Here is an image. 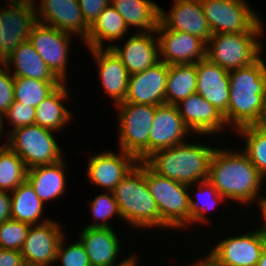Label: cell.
I'll use <instances>...</instances> for the list:
<instances>
[{"label": "cell", "mask_w": 266, "mask_h": 266, "mask_svg": "<svg viewBox=\"0 0 266 266\" xmlns=\"http://www.w3.org/2000/svg\"><path fill=\"white\" fill-rule=\"evenodd\" d=\"M207 179L226 200L246 206L256 202L258 210L266 201V196L260 195L265 179L241 149L234 152L218 147L211 159Z\"/></svg>", "instance_id": "6da1fadb"}, {"label": "cell", "mask_w": 266, "mask_h": 266, "mask_svg": "<svg viewBox=\"0 0 266 266\" xmlns=\"http://www.w3.org/2000/svg\"><path fill=\"white\" fill-rule=\"evenodd\" d=\"M263 73V57L249 66L229 71L230 98L223 116L227 126L233 127L234 131L261 124L266 113Z\"/></svg>", "instance_id": "7a4b0ae2"}, {"label": "cell", "mask_w": 266, "mask_h": 266, "mask_svg": "<svg viewBox=\"0 0 266 266\" xmlns=\"http://www.w3.org/2000/svg\"><path fill=\"white\" fill-rule=\"evenodd\" d=\"M218 147L184 142L155 151L143 162L156 174L187 185L208 178L211 159Z\"/></svg>", "instance_id": "3957f363"}, {"label": "cell", "mask_w": 266, "mask_h": 266, "mask_svg": "<svg viewBox=\"0 0 266 266\" xmlns=\"http://www.w3.org/2000/svg\"><path fill=\"white\" fill-rule=\"evenodd\" d=\"M112 193L122 219L132 228H161L160 213L146 182L144 162H138Z\"/></svg>", "instance_id": "277c9868"}, {"label": "cell", "mask_w": 266, "mask_h": 266, "mask_svg": "<svg viewBox=\"0 0 266 266\" xmlns=\"http://www.w3.org/2000/svg\"><path fill=\"white\" fill-rule=\"evenodd\" d=\"M263 27L260 20L249 32L212 34L207 42L206 58L227 71L251 65L264 53L259 39L264 35Z\"/></svg>", "instance_id": "5b68a950"}, {"label": "cell", "mask_w": 266, "mask_h": 266, "mask_svg": "<svg viewBox=\"0 0 266 266\" xmlns=\"http://www.w3.org/2000/svg\"><path fill=\"white\" fill-rule=\"evenodd\" d=\"M144 174L161 217V229L182 230L189 226V192L187 185L156 174L144 163Z\"/></svg>", "instance_id": "8992f818"}, {"label": "cell", "mask_w": 266, "mask_h": 266, "mask_svg": "<svg viewBox=\"0 0 266 266\" xmlns=\"http://www.w3.org/2000/svg\"><path fill=\"white\" fill-rule=\"evenodd\" d=\"M118 112V148L143 162L149 156V136L156 106L121 102Z\"/></svg>", "instance_id": "52a82bcc"}, {"label": "cell", "mask_w": 266, "mask_h": 266, "mask_svg": "<svg viewBox=\"0 0 266 266\" xmlns=\"http://www.w3.org/2000/svg\"><path fill=\"white\" fill-rule=\"evenodd\" d=\"M54 132L35 124L19 127L8 134L6 145L18 154L27 169L54 164L63 159Z\"/></svg>", "instance_id": "ba28073f"}, {"label": "cell", "mask_w": 266, "mask_h": 266, "mask_svg": "<svg viewBox=\"0 0 266 266\" xmlns=\"http://www.w3.org/2000/svg\"><path fill=\"white\" fill-rule=\"evenodd\" d=\"M212 34L249 32L260 20L245 0H200Z\"/></svg>", "instance_id": "9c48e42d"}, {"label": "cell", "mask_w": 266, "mask_h": 266, "mask_svg": "<svg viewBox=\"0 0 266 266\" xmlns=\"http://www.w3.org/2000/svg\"><path fill=\"white\" fill-rule=\"evenodd\" d=\"M71 34L55 27L37 22L28 40L52 72L62 81L68 83L67 65ZM67 80V81H66Z\"/></svg>", "instance_id": "30bf717a"}, {"label": "cell", "mask_w": 266, "mask_h": 266, "mask_svg": "<svg viewBox=\"0 0 266 266\" xmlns=\"http://www.w3.org/2000/svg\"><path fill=\"white\" fill-rule=\"evenodd\" d=\"M5 1L7 4L2 6L3 8L0 7V23L3 25L2 61L23 41L28 40L30 32L38 22L34 0Z\"/></svg>", "instance_id": "8fae6325"}, {"label": "cell", "mask_w": 266, "mask_h": 266, "mask_svg": "<svg viewBox=\"0 0 266 266\" xmlns=\"http://www.w3.org/2000/svg\"><path fill=\"white\" fill-rule=\"evenodd\" d=\"M156 34L161 62L167 65L192 64L206 59L207 43L199 37L168 29L160 22H158Z\"/></svg>", "instance_id": "7c38bea8"}, {"label": "cell", "mask_w": 266, "mask_h": 266, "mask_svg": "<svg viewBox=\"0 0 266 266\" xmlns=\"http://www.w3.org/2000/svg\"><path fill=\"white\" fill-rule=\"evenodd\" d=\"M61 228L52 219L43 224L30 225L21 250L25 265L52 266L55 263L58 246L65 236Z\"/></svg>", "instance_id": "4fadbf2b"}, {"label": "cell", "mask_w": 266, "mask_h": 266, "mask_svg": "<svg viewBox=\"0 0 266 266\" xmlns=\"http://www.w3.org/2000/svg\"><path fill=\"white\" fill-rule=\"evenodd\" d=\"M262 247L255 230L219 241L206 254L218 266H256Z\"/></svg>", "instance_id": "5bb4252c"}, {"label": "cell", "mask_w": 266, "mask_h": 266, "mask_svg": "<svg viewBox=\"0 0 266 266\" xmlns=\"http://www.w3.org/2000/svg\"><path fill=\"white\" fill-rule=\"evenodd\" d=\"M118 151L120 153L102 151V153L90 156L87 162V179L98 188H105L106 192H112L139 162L134 156L123 150L119 149Z\"/></svg>", "instance_id": "9a60e30c"}, {"label": "cell", "mask_w": 266, "mask_h": 266, "mask_svg": "<svg viewBox=\"0 0 266 266\" xmlns=\"http://www.w3.org/2000/svg\"><path fill=\"white\" fill-rule=\"evenodd\" d=\"M36 6L38 22L81 37L83 42L88 38L90 27L83 18L78 0H41Z\"/></svg>", "instance_id": "2e32d148"}, {"label": "cell", "mask_w": 266, "mask_h": 266, "mask_svg": "<svg viewBox=\"0 0 266 266\" xmlns=\"http://www.w3.org/2000/svg\"><path fill=\"white\" fill-rule=\"evenodd\" d=\"M169 65L158 62L142 72L129 75L124 102L159 106L165 104Z\"/></svg>", "instance_id": "e0dca14e"}, {"label": "cell", "mask_w": 266, "mask_h": 266, "mask_svg": "<svg viewBox=\"0 0 266 266\" xmlns=\"http://www.w3.org/2000/svg\"><path fill=\"white\" fill-rule=\"evenodd\" d=\"M170 12L159 7V22L168 29L187 32L206 43L212 37L200 0H174Z\"/></svg>", "instance_id": "ac0fdd59"}, {"label": "cell", "mask_w": 266, "mask_h": 266, "mask_svg": "<svg viewBox=\"0 0 266 266\" xmlns=\"http://www.w3.org/2000/svg\"><path fill=\"white\" fill-rule=\"evenodd\" d=\"M176 107L193 134L209 137L228 127L223 114L198 93L181 100Z\"/></svg>", "instance_id": "d6986e66"}, {"label": "cell", "mask_w": 266, "mask_h": 266, "mask_svg": "<svg viewBox=\"0 0 266 266\" xmlns=\"http://www.w3.org/2000/svg\"><path fill=\"white\" fill-rule=\"evenodd\" d=\"M156 31L136 32L127 38L123 47L114 43L110 48L123 62L129 75L142 72L160 62ZM155 35V36H154Z\"/></svg>", "instance_id": "ffe728a7"}, {"label": "cell", "mask_w": 266, "mask_h": 266, "mask_svg": "<svg viewBox=\"0 0 266 266\" xmlns=\"http://www.w3.org/2000/svg\"><path fill=\"white\" fill-rule=\"evenodd\" d=\"M193 133L185 125L176 105L156 106L149 136V156L155 151L184 143Z\"/></svg>", "instance_id": "44dd1931"}, {"label": "cell", "mask_w": 266, "mask_h": 266, "mask_svg": "<svg viewBox=\"0 0 266 266\" xmlns=\"http://www.w3.org/2000/svg\"><path fill=\"white\" fill-rule=\"evenodd\" d=\"M99 70V80L104 91L117 105L125 101L129 74L120 58L111 48H88Z\"/></svg>", "instance_id": "7402d4cb"}, {"label": "cell", "mask_w": 266, "mask_h": 266, "mask_svg": "<svg viewBox=\"0 0 266 266\" xmlns=\"http://www.w3.org/2000/svg\"><path fill=\"white\" fill-rule=\"evenodd\" d=\"M196 93L204 97L223 115L228 110L230 98L229 71L207 58L196 63Z\"/></svg>", "instance_id": "603a6c76"}, {"label": "cell", "mask_w": 266, "mask_h": 266, "mask_svg": "<svg viewBox=\"0 0 266 266\" xmlns=\"http://www.w3.org/2000/svg\"><path fill=\"white\" fill-rule=\"evenodd\" d=\"M113 228L85 227L79 233L91 266H112L121 254V242Z\"/></svg>", "instance_id": "cb8c5ba5"}, {"label": "cell", "mask_w": 266, "mask_h": 266, "mask_svg": "<svg viewBox=\"0 0 266 266\" xmlns=\"http://www.w3.org/2000/svg\"><path fill=\"white\" fill-rule=\"evenodd\" d=\"M1 63L10 72L13 70L11 74L14 77H27L47 82H62L46 65L29 40L23 41Z\"/></svg>", "instance_id": "d4e9b609"}, {"label": "cell", "mask_w": 266, "mask_h": 266, "mask_svg": "<svg viewBox=\"0 0 266 266\" xmlns=\"http://www.w3.org/2000/svg\"><path fill=\"white\" fill-rule=\"evenodd\" d=\"M66 166L65 159H62L54 164L36 166L27 170L26 180L34 188L35 194L43 204L65 195Z\"/></svg>", "instance_id": "484cf974"}, {"label": "cell", "mask_w": 266, "mask_h": 266, "mask_svg": "<svg viewBox=\"0 0 266 266\" xmlns=\"http://www.w3.org/2000/svg\"><path fill=\"white\" fill-rule=\"evenodd\" d=\"M66 86V82L60 84L36 107L35 125L58 133L71 122L72 113L63 104L70 97Z\"/></svg>", "instance_id": "4316f807"}, {"label": "cell", "mask_w": 266, "mask_h": 266, "mask_svg": "<svg viewBox=\"0 0 266 266\" xmlns=\"http://www.w3.org/2000/svg\"><path fill=\"white\" fill-rule=\"evenodd\" d=\"M128 27L123 17L110 4L103 9L90 27L88 38L84 41L87 48H105V41H111L107 48L128 36Z\"/></svg>", "instance_id": "83f0119b"}, {"label": "cell", "mask_w": 266, "mask_h": 266, "mask_svg": "<svg viewBox=\"0 0 266 266\" xmlns=\"http://www.w3.org/2000/svg\"><path fill=\"white\" fill-rule=\"evenodd\" d=\"M111 5L123 17L127 27L137 32L156 31L159 22V5L152 0H111Z\"/></svg>", "instance_id": "f1b7e54d"}, {"label": "cell", "mask_w": 266, "mask_h": 266, "mask_svg": "<svg viewBox=\"0 0 266 266\" xmlns=\"http://www.w3.org/2000/svg\"><path fill=\"white\" fill-rule=\"evenodd\" d=\"M43 202L35 194L34 188L26 180L11 192V219L28 223L30 225H39L50 221L43 219ZM41 221V222H40Z\"/></svg>", "instance_id": "f546056e"}, {"label": "cell", "mask_w": 266, "mask_h": 266, "mask_svg": "<svg viewBox=\"0 0 266 266\" xmlns=\"http://www.w3.org/2000/svg\"><path fill=\"white\" fill-rule=\"evenodd\" d=\"M196 63L169 65L165 104L176 105L181 100L196 93Z\"/></svg>", "instance_id": "4dcf8cb0"}, {"label": "cell", "mask_w": 266, "mask_h": 266, "mask_svg": "<svg viewBox=\"0 0 266 266\" xmlns=\"http://www.w3.org/2000/svg\"><path fill=\"white\" fill-rule=\"evenodd\" d=\"M192 186L197 187V192H195L196 200L191 194H189L190 203V220L189 225L192 223H210L209 218L205 212L212 211L219 203L226 199L219 194V192L214 188L213 184L208 180L200 181ZM209 220V221H208Z\"/></svg>", "instance_id": "1f68e13d"}, {"label": "cell", "mask_w": 266, "mask_h": 266, "mask_svg": "<svg viewBox=\"0 0 266 266\" xmlns=\"http://www.w3.org/2000/svg\"><path fill=\"white\" fill-rule=\"evenodd\" d=\"M244 138L241 150L248 156L260 175L266 180V130L260 125L244 126L236 130Z\"/></svg>", "instance_id": "d6a6232c"}, {"label": "cell", "mask_w": 266, "mask_h": 266, "mask_svg": "<svg viewBox=\"0 0 266 266\" xmlns=\"http://www.w3.org/2000/svg\"><path fill=\"white\" fill-rule=\"evenodd\" d=\"M27 167L7 145L0 150V191L12 192L27 179Z\"/></svg>", "instance_id": "836d02e7"}, {"label": "cell", "mask_w": 266, "mask_h": 266, "mask_svg": "<svg viewBox=\"0 0 266 266\" xmlns=\"http://www.w3.org/2000/svg\"><path fill=\"white\" fill-rule=\"evenodd\" d=\"M63 82H47L27 77L14 78V101L36 108Z\"/></svg>", "instance_id": "e575fe53"}, {"label": "cell", "mask_w": 266, "mask_h": 266, "mask_svg": "<svg viewBox=\"0 0 266 266\" xmlns=\"http://www.w3.org/2000/svg\"><path fill=\"white\" fill-rule=\"evenodd\" d=\"M90 211L93 216V223L88 224L90 228H112L109 223V218L118 215L122 219L118 204L114 199L112 192H104L97 195L94 199L89 201ZM101 221V222H100Z\"/></svg>", "instance_id": "d590c367"}, {"label": "cell", "mask_w": 266, "mask_h": 266, "mask_svg": "<svg viewBox=\"0 0 266 266\" xmlns=\"http://www.w3.org/2000/svg\"><path fill=\"white\" fill-rule=\"evenodd\" d=\"M30 224L9 219L0 224V248L21 251Z\"/></svg>", "instance_id": "8d00e7d4"}, {"label": "cell", "mask_w": 266, "mask_h": 266, "mask_svg": "<svg viewBox=\"0 0 266 266\" xmlns=\"http://www.w3.org/2000/svg\"><path fill=\"white\" fill-rule=\"evenodd\" d=\"M65 240L67 241L64 236L60 241L55 262H61L60 266H91L81 241H75L67 245Z\"/></svg>", "instance_id": "74e56055"}, {"label": "cell", "mask_w": 266, "mask_h": 266, "mask_svg": "<svg viewBox=\"0 0 266 266\" xmlns=\"http://www.w3.org/2000/svg\"><path fill=\"white\" fill-rule=\"evenodd\" d=\"M35 114L36 108L26 106V104L18 101H13L10 108L2 116V118H6L7 121L9 120L10 125L13 126L7 134L16 128L34 125Z\"/></svg>", "instance_id": "f35d334b"}, {"label": "cell", "mask_w": 266, "mask_h": 266, "mask_svg": "<svg viewBox=\"0 0 266 266\" xmlns=\"http://www.w3.org/2000/svg\"><path fill=\"white\" fill-rule=\"evenodd\" d=\"M0 68V114L3 116L14 101V76L2 64Z\"/></svg>", "instance_id": "ab89813d"}, {"label": "cell", "mask_w": 266, "mask_h": 266, "mask_svg": "<svg viewBox=\"0 0 266 266\" xmlns=\"http://www.w3.org/2000/svg\"><path fill=\"white\" fill-rule=\"evenodd\" d=\"M78 4L86 24L91 27L111 0H78Z\"/></svg>", "instance_id": "60d3db41"}, {"label": "cell", "mask_w": 266, "mask_h": 266, "mask_svg": "<svg viewBox=\"0 0 266 266\" xmlns=\"http://www.w3.org/2000/svg\"><path fill=\"white\" fill-rule=\"evenodd\" d=\"M21 251L0 248V266H24Z\"/></svg>", "instance_id": "b9f144b4"}, {"label": "cell", "mask_w": 266, "mask_h": 266, "mask_svg": "<svg viewBox=\"0 0 266 266\" xmlns=\"http://www.w3.org/2000/svg\"><path fill=\"white\" fill-rule=\"evenodd\" d=\"M11 219V193L0 191V224Z\"/></svg>", "instance_id": "7bdbcfd3"}, {"label": "cell", "mask_w": 266, "mask_h": 266, "mask_svg": "<svg viewBox=\"0 0 266 266\" xmlns=\"http://www.w3.org/2000/svg\"><path fill=\"white\" fill-rule=\"evenodd\" d=\"M263 223V225L258 226V228L256 227L254 230L257 233L262 250L266 251V221L264 219Z\"/></svg>", "instance_id": "ee69618b"}, {"label": "cell", "mask_w": 266, "mask_h": 266, "mask_svg": "<svg viewBox=\"0 0 266 266\" xmlns=\"http://www.w3.org/2000/svg\"><path fill=\"white\" fill-rule=\"evenodd\" d=\"M140 256H136V254L131 255L130 257H126V259L121 260L119 263L116 262L112 266H138V258Z\"/></svg>", "instance_id": "f6af8a7d"}, {"label": "cell", "mask_w": 266, "mask_h": 266, "mask_svg": "<svg viewBox=\"0 0 266 266\" xmlns=\"http://www.w3.org/2000/svg\"><path fill=\"white\" fill-rule=\"evenodd\" d=\"M188 266H218L217 264H215L210 258H208L207 256L205 258H201L199 260H197V262H195L193 265L190 264Z\"/></svg>", "instance_id": "bcb514c9"}, {"label": "cell", "mask_w": 266, "mask_h": 266, "mask_svg": "<svg viewBox=\"0 0 266 266\" xmlns=\"http://www.w3.org/2000/svg\"><path fill=\"white\" fill-rule=\"evenodd\" d=\"M256 266H266V251L262 250L260 259Z\"/></svg>", "instance_id": "7dc6e473"}, {"label": "cell", "mask_w": 266, "mask_h": 266, "mask_svg": "<svg viewBox=\"0 0 266 266\" xmlns=\"http://www.w3.org/2000/svg\"><path fill=\"white\" fill-rule=\"evenodd\" d=\"M2 37H3V25L0 23V63L2 62V44H1Z\"/></svg>", "instance_id": "c3c4849f"}, {"label": "cell", "mask_w": 266, "mask_h": 266, "mask_svg": "<svg viewBox=\"0 0 266 266\" xmlns=\"http://www.w3.org/2000/svg\"><path fill=\"white\" fill-rule=\"evenodd\" d=\"M264 84H265V90H264V99H265V105H266V63H265V59H264Z\"/></svg>", "instance_id": "681fc988"}, {"label": "cell", "mask_w": 266, "mask_h": 266, "mask_svg": "<svg viewBox=\"0 0 266 266\" xmlns=\"http://www.w3.org/2000/svg\"><path fill=\"white\" fill-rule=\"evenodd\" d=\"M4 121L5 120L2 118V115L0 114V139L3 136L2 131L4 130V126H3Z\"/></svg>", "instance_id": "f907efd6"}, {"label": "cell", "mask_w": 266, "mask_h": 266, "mask_svg": "<svg viewBox=\"0 0 266 266\" xmlns=\"http://www.w3.org/2000/svg\"><path fill=\"white\" fill-rule=\"evenodd\" d=\"M260 126L266 130V113L263 116L262 122L260 124Z\"/></svg>", "instance_id": "816d5d0a"}, {"label": "cell", "mask_w": 266, "mask_h": 266, "mask_svg": "<svg viewBox=\"0 0 266 266\" xmlns=\"http://www.w3.org/2000/svg\"><path fill=\"white\" fill-rule=\"evenodd\" d=\"M261 212H266V201L263 203L261 209H260Z\"/></svg>", "instance_id": "f5cc1de1"}, {"label": "cell", "mask_w": 266, "mask_h": 266, "mask_svg": "<svg viewBox=\"0 0 266 266\" xmlns=\"http://www.w3.org/2000/svg\"><path fill=\"white\" fill-rule=\"evenodd\" d=\"M261 217H263V218H261V219H264L265 221H266V212H261Z\"/></svg>", "instance_id": "db71d44e"}, {"label": "cell", "mask_w": 266, "mask_h": 266, "mask_svg": "<svg viewBox=\"0 0 266 266\" xmlns=\"http://www.w3.org/2000/svg\"><path fill=\"white\" fill-rule=\"evenodd\" d=\"M6 146V143H3V145H0V150Z\"/></svg>", "instance_id": "11a10c76"}]
</instances>
